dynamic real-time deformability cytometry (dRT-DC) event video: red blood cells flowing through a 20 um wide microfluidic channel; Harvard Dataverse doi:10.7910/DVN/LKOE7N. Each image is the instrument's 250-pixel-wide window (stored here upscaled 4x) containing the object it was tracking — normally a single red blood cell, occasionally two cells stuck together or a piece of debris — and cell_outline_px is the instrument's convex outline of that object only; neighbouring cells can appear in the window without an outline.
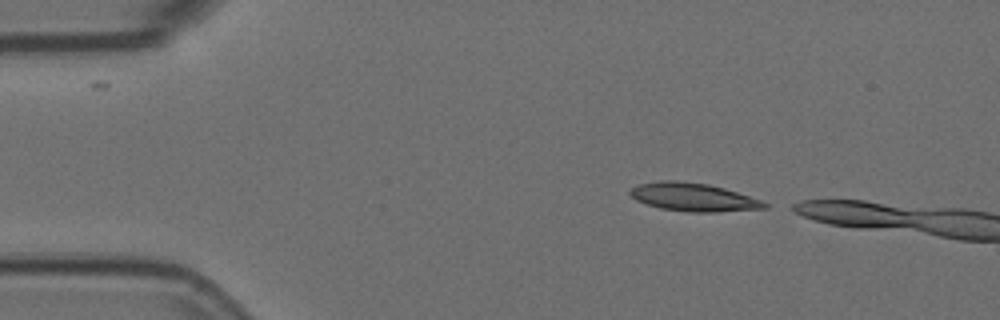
{"species": "Egyptian fruit bat (a non-hibernating species)", "species_latin": "Rousettus aegyptiacus", "temperature_condition": "room temperature", "stored_images_in_passage": 2, "camera_frame_rate_fps": 3000, "um_per_image_px": 0.085, "animal": {"sex": "female"}, "frame": {"image": 1, "passage_image": 1, "time_ms": 0.0, "image_size_px": [1000, 320], "cell_outline_px": [[768, 208], [716, 212], [688, 212], [660, 208], [636, 200], [628, 192], [632, 188], [640, 184], [664, 180], [676, 180], [708, 184], [724, 188], [760, 200], [768, 204]], "centroid_in_image_um": [58.93, 16.76], "position_along_channel_um": 26.1, "area_um2": 21.85}}